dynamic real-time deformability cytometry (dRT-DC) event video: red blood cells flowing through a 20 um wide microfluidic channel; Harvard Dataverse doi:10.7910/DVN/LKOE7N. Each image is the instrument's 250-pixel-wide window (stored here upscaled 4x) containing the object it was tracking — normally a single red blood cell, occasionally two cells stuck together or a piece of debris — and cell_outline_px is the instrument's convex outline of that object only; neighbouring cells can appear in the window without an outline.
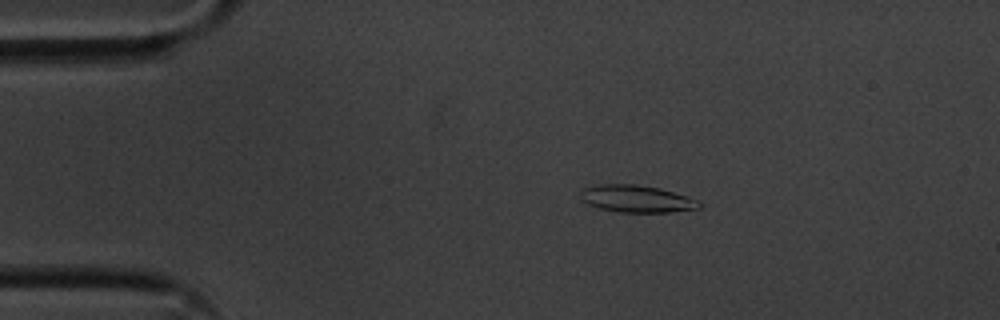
{"species": "common noctule bat (a hibernating species)", "species_latin": "Nyctalus noctula", "temperature_condition": "cold", "stored_images_in_passage": 54, "camera_frame_rate_fps": 3000, "um_per_image_px": 0.085, "animal": {"sex": "male", "body_mass_g": 20.1, "forearm_length_mm": 53.5}, "frame": {"image": 1, "passage_image": 9, "time_ms": 2.667, "image_size_px": [1000, 320], "cell_outline_px": [[704, 204], [700, 208], [668, 212], [616, 212], [596, 208], [588, 204], [580, 196], [580, 192], [584, 188], [600, 184], [636, 184], [660, 188], [688, 196]], "centroid_in_image_um": [54.12, 16.9], "position_along_channel_um": 30.9, "area_um2": 18.9}}
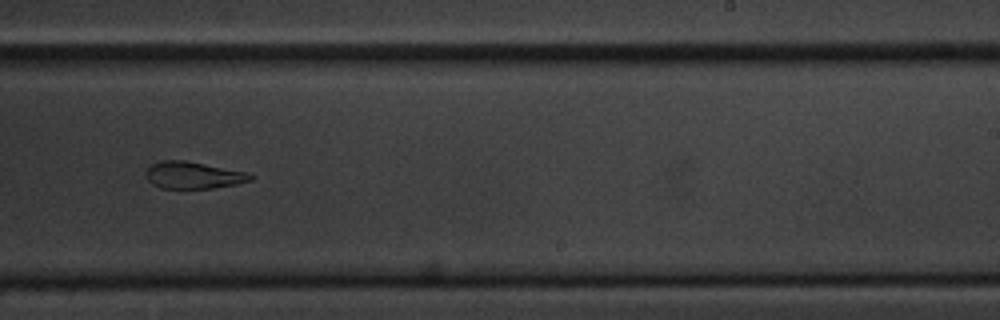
{"frame": {"image": 2, "passage_image": 33, "time_ms": 10.667, "image_size_px": [1000, 320], "cell_outline_px": [[256, 176], [252, 180], [236, 184], [212, 188], [160, 188], [152, 184], [148, 180], [148, 168], [152, 164], [160, 160], [184, 160], [248, 172]], "centroid_in_image_um": [16.47, 14.89], "position_along_channel_um": 272.5, "area_um2": 16.36}}
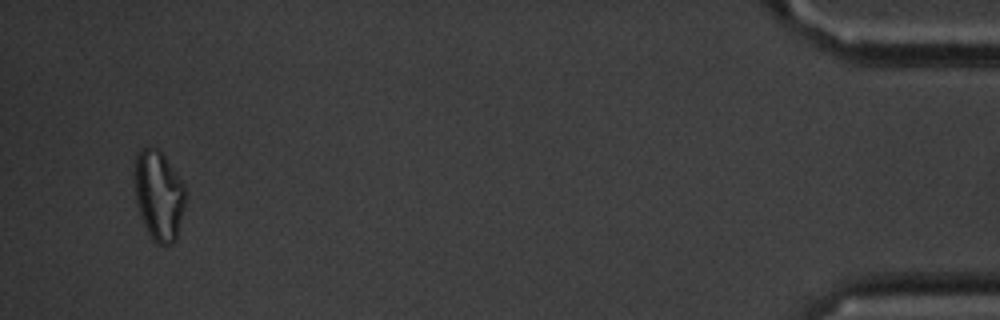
{"frame": {"image": 3, "passage_image": 52, "time_ms": 17.0, "image_size_px": [1000, 320], "cell_outline_px": [[188, 196], [176, 240], [172, 244], [156, 244], [148, 236], [136, 208], [132, 172], [136, 152], [140, 148], [160, 148], [184, 184]], "centroid_in_image_um": [13.47, 16.6], "position_along_channel_um": 421.7, "area_um2": 28.03}, "authors_computed_cell_mechanics": {"area_um2": 18.6694, "velocity_mm_per_s": 3.5996, "shape_relaxation_time_tau1_ms": 6.1613, "shape_relaxation_time_tau2_ms": 4.5167, "deformation_change_tau1": 0.1643, "deformation_change_tau2": 0.1335}}